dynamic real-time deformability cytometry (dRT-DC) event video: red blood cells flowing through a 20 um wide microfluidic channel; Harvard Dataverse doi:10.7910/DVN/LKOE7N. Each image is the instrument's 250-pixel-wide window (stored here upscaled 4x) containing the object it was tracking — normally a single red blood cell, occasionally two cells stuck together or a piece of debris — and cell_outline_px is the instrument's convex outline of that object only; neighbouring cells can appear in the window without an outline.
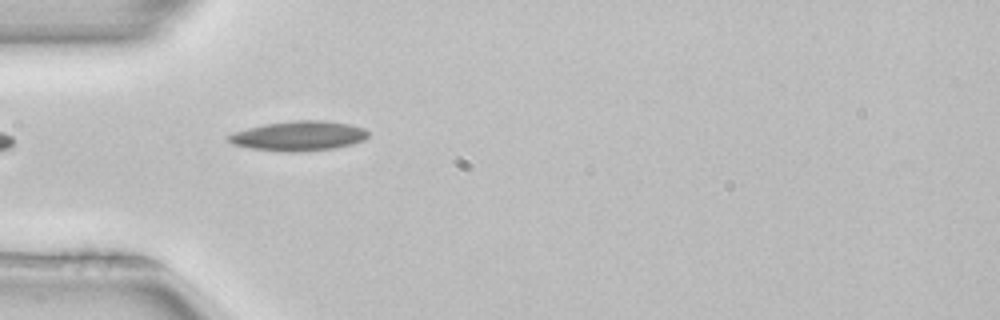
{"species": "common noctule bat (a hibernating species)", "species_latin": "Nyctalus noctula", "temperature_condition": "room temperature", "stored_images_in_passage": 4, "camera_frame_rate_fps": 3000, "um_per_image_px": 0.085, "animal": {"sex": "female", "body_mass_g": 22.7, "forearm_length_mm": 54.2}, "frame": {"image": 1, "passage_image": 1, "time_ms": 0.0, "image_size_px": [1000, 320], "cell_outline_px": [[368, 136], [364, 140], [352, 144], [332, 148], [296, 152], [284, 152], [248, 148], [232, 144], [228, 140], [228, 136], [232, 132], [264, 124], [292, 120], [324, 120], [352, 124], [364, 128], [368, 132]], "centroid_in_image_um": [25.38, 11.54], "position_along_channel_um": 59.6, "area_um2": 24.33}}